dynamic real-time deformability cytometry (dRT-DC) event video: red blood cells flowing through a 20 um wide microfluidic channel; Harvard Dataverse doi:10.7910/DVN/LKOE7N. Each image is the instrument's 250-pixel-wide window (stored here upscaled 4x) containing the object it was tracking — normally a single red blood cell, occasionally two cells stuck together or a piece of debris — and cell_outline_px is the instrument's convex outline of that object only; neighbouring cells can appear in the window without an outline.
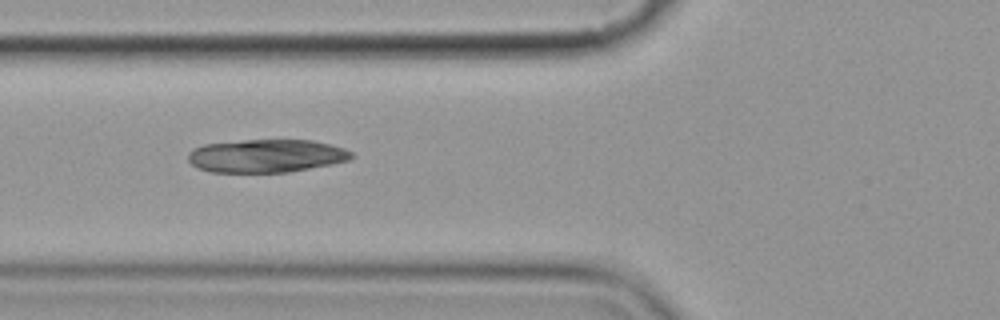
{"species": "common noctule bat (a hibernating species)", "species_latin": "Nyctalus noctula", "temperature_condition": "cold", "stored_images_in_passage": 3, "camera_frame_rate_fps": 3000, "um_per_image_px": 0.085, "animal": {"sex": "female", "body_mass_g": 19.9}, "frame": {"image": 1, "passage_image": 3, "time_ms": 2.333, "image_size_px": [1000, 320], "cell_outline_px": [[356, 156], [352, 160], [332, 164], [288, 172], [212, 172], [196, 168], [188, 160], [188, 152], [192, 148], [204, 144], [244, 140], [312, 140], [344, 148], [352, 152]], "centroid_in_image_um": [22.64, 13.25], "position_along_channel_um": 103.2, "area_um2": 31.73}}